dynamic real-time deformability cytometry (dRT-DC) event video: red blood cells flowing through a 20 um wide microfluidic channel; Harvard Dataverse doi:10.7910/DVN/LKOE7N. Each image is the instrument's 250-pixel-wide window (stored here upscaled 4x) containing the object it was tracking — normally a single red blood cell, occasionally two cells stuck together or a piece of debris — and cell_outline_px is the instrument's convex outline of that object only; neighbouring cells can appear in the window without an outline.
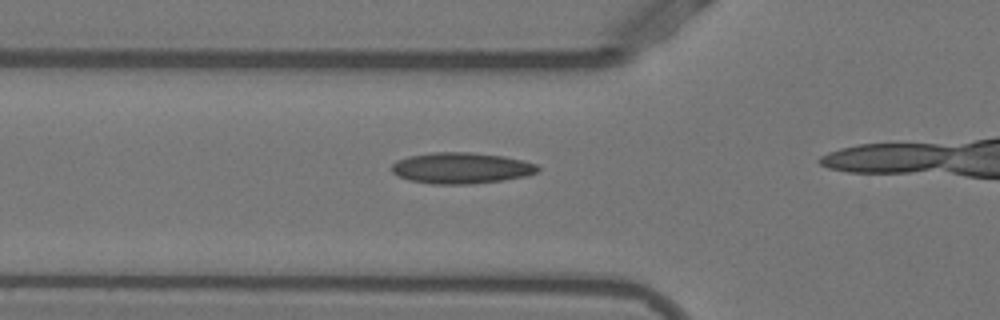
{"species": "Egyptian fruit bat (a non-hibernating species)", "species_latin": "Rousettus aegyptiacus", "temperature_condition": "warm", "stored_images_in_passage": 17, "camera_frame_rate_fps": 3000, "um_per_image_px": 0.085, "animal": {"sex": "female"}, "frame": {"image": 1, "passage_image": 12, "time_ms": 3.667, "image_size_px": [1000, 320], "cell_outline_px": [[540, 168], [536, 172], [528, 176], [504, 180], [472, 184], [432, 184], [408, 180], [392, 172], [392, 164], [396, 160], [408, 156], [432, 152], [468, 152], [504, 156], [524, 160], [536, 164]], "centroid_in_image_um": [39.22, 14.28], "position_along_channel_um": 86.6, "area_um2": 26.65}}
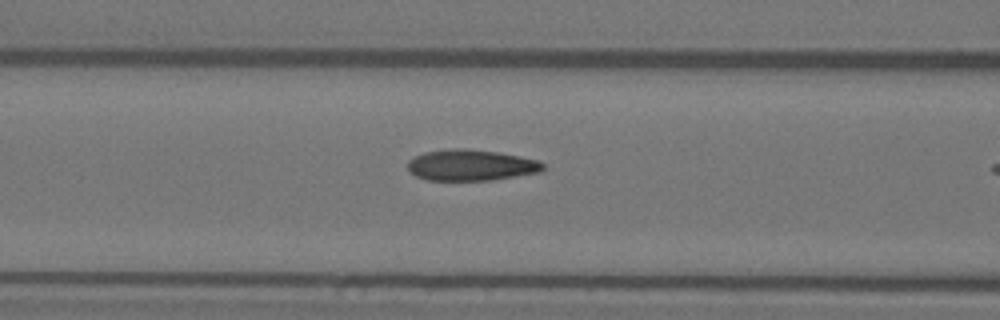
{"frame": {"image": 2, "passage_image": 15, "time_ms": 4.667, "image_size_px": [1000, 320], "cell_outline_px": [[544, 168], [540, 172], [492, 180], [428, 180], [416, 176], [408, 168], [408, 160], [424, 152], [452, 148], [468, 148], [496, 152], [520, 156], [536, 160], [544, 164]], "centroid_in_image_um": [40.03, 14.03], "position_along_channel_um": 126.6, "area_um2": 24.39}}